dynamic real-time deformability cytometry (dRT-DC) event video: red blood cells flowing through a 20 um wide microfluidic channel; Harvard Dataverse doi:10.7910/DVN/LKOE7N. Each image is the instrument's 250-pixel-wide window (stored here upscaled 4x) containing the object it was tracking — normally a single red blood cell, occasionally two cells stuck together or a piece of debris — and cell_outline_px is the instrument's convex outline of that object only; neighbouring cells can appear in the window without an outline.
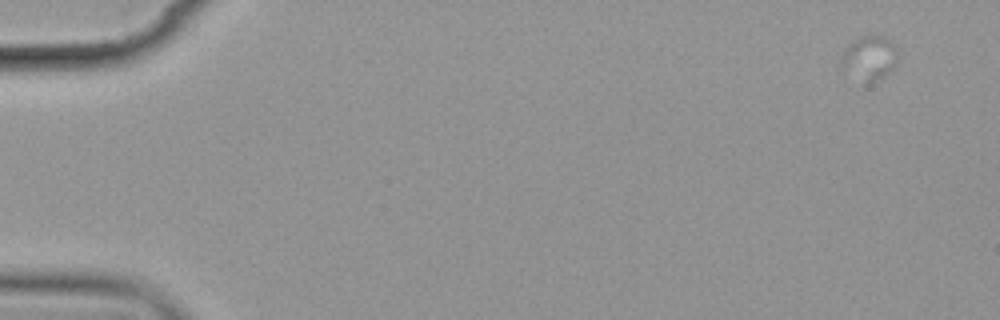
{"species": "common noctule bat (a hibernating species)", "species_latin": "Nyctalus noctula", "temperature_condition": "cold", "stored_images_in_passage": 5, "camera_frame_rate_fps": 3000, "um_per_image_px": 0.085, "animal": {"sex": "female", "body_mass_g": 19.9}, "frame": {"image": 1, "passage_image": 1, "time_ms": 0.0, "image_size_px": [1000, 320], "cell_outline_px": [[896, 64], [880, 76], [868, 84], [840, 68], [840, 64], [844, 48], [852, 40], [860, 36], [884, 36], [892, 40], [896, 48]], "centroid_in_image_um": [73.84, 4.88], "position_along_channel_um": 11.2, "area_um2": 14.33}}